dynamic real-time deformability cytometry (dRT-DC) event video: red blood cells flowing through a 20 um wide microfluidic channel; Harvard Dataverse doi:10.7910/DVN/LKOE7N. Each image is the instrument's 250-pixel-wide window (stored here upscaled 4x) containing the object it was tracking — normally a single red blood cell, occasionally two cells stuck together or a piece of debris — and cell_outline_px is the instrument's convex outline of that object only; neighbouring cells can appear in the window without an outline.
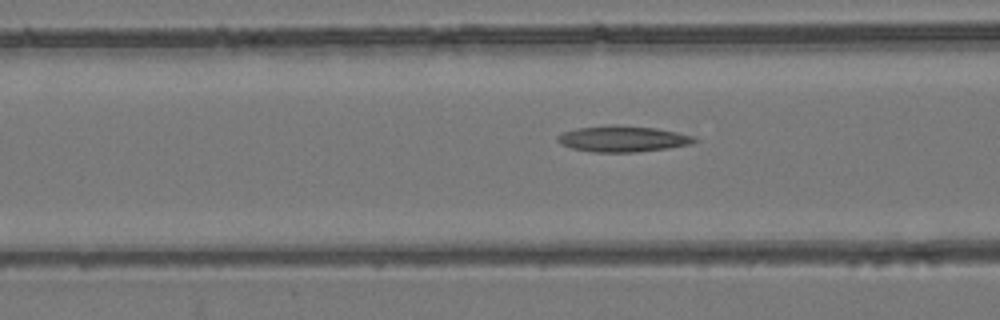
{"species": "common noctule bat (a hibernating species)", "species_latin": "Nyctalus noctula", "temperature_condition": "room temperature", "stored_images_in_passage": 54, "camera_frame_rate_fps": 3000, "um_per_image_px": 0.085, "animal": {"sex": "female", "body_mass_g": 24.6, "forearm_length_mm": 56.2}, "frame": {"image": 1, "passage_image": 22, "time_ms": 7.0, "image_size_px": [1000, 320], "cell_outline_px": [[700, 140], [692, 144], [668, 148], [636, 152], [596, 152], [572, 148], [560, 144], [556, 140], [556, 136], [564, 132], [576, 128], [612, 124], [616, 124], [656, 128], [676, 132], [692, 136]], "centroid_in_image_um": [52.93, 11.79], "position_along_channel_um": 113.7, "area_um2": 20.87}}
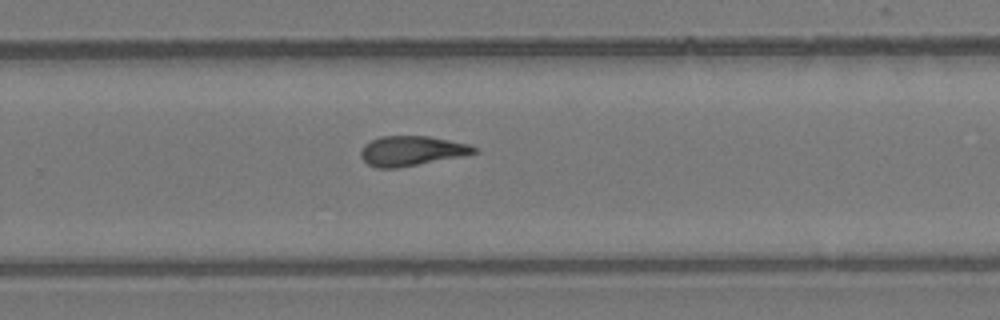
{"frame": {"image": 2, "passage_image": 36, "time_ms": 11.667, "image_size_px": [1000, 320], "cell_outline_px": [[480, 152], [460, 156], [396, 168], [376, 168], [368, 164], [360, 156], [360, 152], [364, 144], [380, 136], [428, 136], [468, 144], [476, 148]], "centroid_in_image_um": [34.95, 12.82], "position_along_channel_um": 294.9, "area_um2": 19.42}}
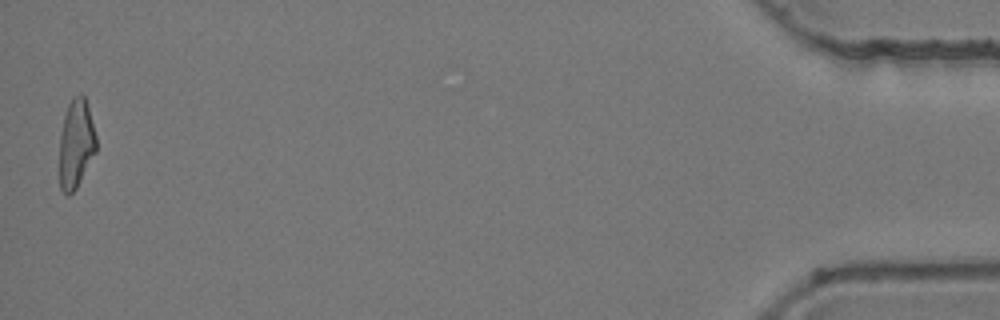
{"frame": {"image": 3, "passage_image": 54, "time_ms": 17.667, "image_size_px": [1000, 320], "cell_outline_px": [[96, 152], [76, 188], [68, 196], [60, 188], [60, 136], [64, 116], [68, 104], [72, 96], [80, 92], [84, 96], [88, 104], [96, 136]], "centroid_in_image_um": [6.47, 12.17], "position_along_channel_um": 428.7, "area_um2": 19.07}, "authors_computed_cell_mechanics": {"area_um2": 20.1144, "velocity_mm_per_s": 3.8883, "shape_relaxation_time_tau1_ms": null, "shape_relaxation_time_tau2_ms": 3.7939, "deformation_change_tau1": null, "deformation_change_tau2": 0.1468}}